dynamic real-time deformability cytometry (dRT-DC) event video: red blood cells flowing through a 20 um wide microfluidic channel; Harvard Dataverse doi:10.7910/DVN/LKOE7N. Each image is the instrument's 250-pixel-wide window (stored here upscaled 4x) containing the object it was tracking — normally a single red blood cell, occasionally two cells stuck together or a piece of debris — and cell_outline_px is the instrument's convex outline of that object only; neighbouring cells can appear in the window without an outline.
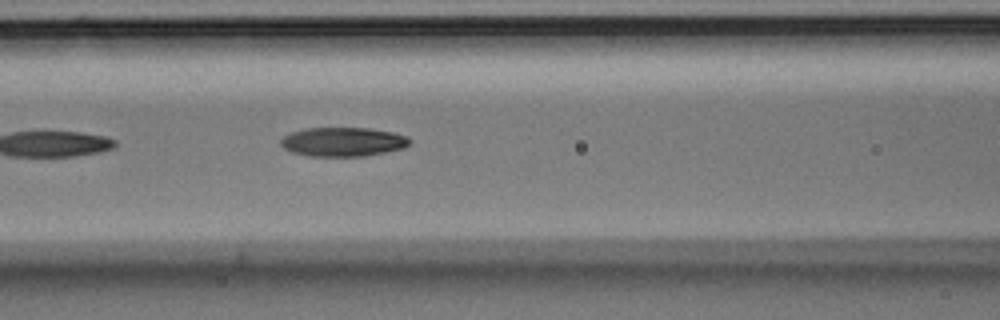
{"species": "Egyptian fruit bat (a non-hibernating species)", "species_latin": "Rousettus aegyptiacus", "temperature_condition": "room temperature", "stored_images_in_passage": 4, "camera_frame_rate_fps": 3000, "um_per_image_px": 0.085, "animal": {"sex": "male"}, "frame": {"image": 1, "passage_image": 4, "time_ms": 1.0, "image_size_px": [1000, 320], "cell_outline_px": [[412, 140], [404, 148], [364, 156], [308, 156], [292, 152], [284, 148], [280, 144], [280, 140], [284, 136], [292, 132], [308, 128], [368, 128], [392, 132], [408, 136]], "centroid_in_image_um": [29.16, 12.05], "position_along_channel_um": 137.4, "area_um2": 21.79}}